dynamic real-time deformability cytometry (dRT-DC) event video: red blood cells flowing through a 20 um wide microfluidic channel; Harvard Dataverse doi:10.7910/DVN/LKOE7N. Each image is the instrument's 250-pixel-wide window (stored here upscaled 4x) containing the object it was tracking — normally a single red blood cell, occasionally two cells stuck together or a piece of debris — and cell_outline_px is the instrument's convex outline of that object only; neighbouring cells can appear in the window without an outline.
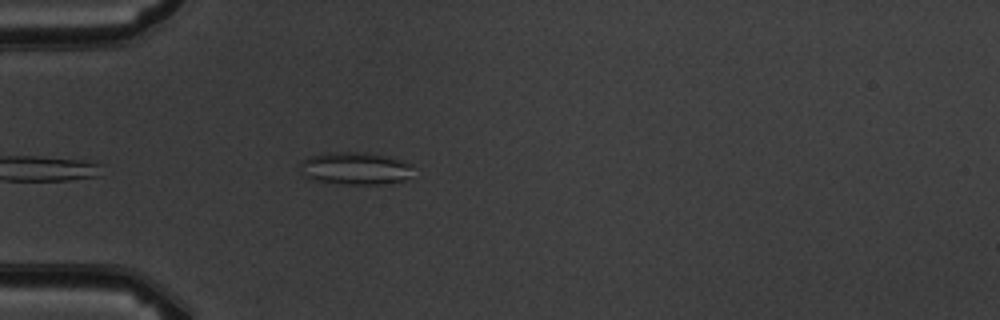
{"species": "common noctule bat (a hibernating species)", "species_latin": "Nyctalus noctula", "temperature_condition": "warm", "stored_images_in_passage": 6, "camera_frame_rate_fps": 3000, "um_per_image_px": 0.085, "animal": {"sex": "male", "body_mass_g": 19.5, "forearm_length_mm": 54.6}, "frame": {"image": 1, "passage_image": 6, "time_ms": 5.667, "image_size_px": [1000, 320], "cell_outline_px": [[412, 164], [408, 176], [404, 180], [380, 184], [344, 184], [316, 180], [304, 176], [300, 168], [300, 160], [324, 152], [364, 152], [388, 156]], "centroid_in_image_um": [30.15, 14.29], "position_along_channel_um": 54.9, "area_um2": 21.27}}